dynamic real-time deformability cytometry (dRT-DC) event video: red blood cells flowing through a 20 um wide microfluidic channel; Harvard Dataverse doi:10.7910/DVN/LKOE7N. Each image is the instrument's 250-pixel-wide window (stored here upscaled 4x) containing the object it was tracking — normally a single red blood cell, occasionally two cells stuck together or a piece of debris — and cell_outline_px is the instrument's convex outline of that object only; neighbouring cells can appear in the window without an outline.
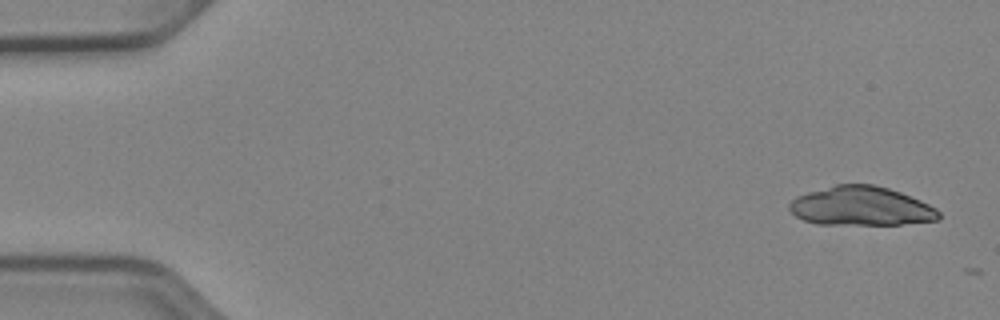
{"species": "Egyptian fruit bat (a non-hibernating species)", "species_latin": "Rousettus aegyptiacus", "temperature_condition": "cold", "stored_images_in_passage": 3, "camera_frame_rate_fps": 3000, "um_per_image_px": 0.085, "animal": {"sex": "female"}, "frame": {"image": 1, "passage_image": 1, "time_ms": 0.0, "image_size_px": [1000, 320], "cell_outline_px": [[940, 220], [900, 224], [816, 224], [804, 220], [796, 216], [788, 208], [788, 204], [796, 196], [808, 192], [836, 184], [872, 184], [888, 188], [900, 192], [920, 200], [936, 208], [940, 212]], "centroid_in_image_um": [73.18, 17.52], "position_along_channel_um": 11.8, "area_um2": 33.99}}